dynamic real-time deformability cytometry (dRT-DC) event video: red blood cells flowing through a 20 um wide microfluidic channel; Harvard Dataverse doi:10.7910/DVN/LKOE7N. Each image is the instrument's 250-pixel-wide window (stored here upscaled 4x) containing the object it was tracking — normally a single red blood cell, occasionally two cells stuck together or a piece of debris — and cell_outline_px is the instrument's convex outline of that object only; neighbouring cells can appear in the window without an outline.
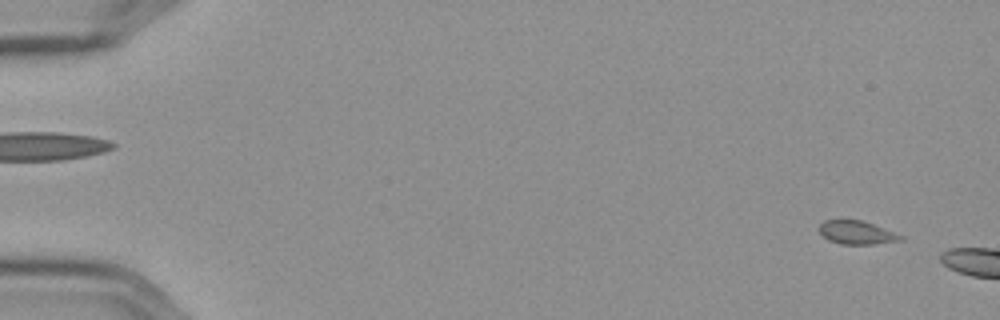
{"species": "Egyptian fruit bat (a non-hibernating species)", "species_latin": "Rousettus aegyptiacus", "temperature_condition": "cold", "stored_images_in_passage": 7, "camera_frame_rate_fps": 3000, "um_per_image_px": 0.085, "frame": {"image": 1, "passage_image": 3, "time_ms": 0.667, "image_size_px": [1000, 320], "cell_outline_px": [[904, 240], [872, 244], [840, 244], [828, 240], [820, 232], [820, 224], [824, 220], [864, 220], [904, 236]], "centroid_in_image_um": [72.85, 19.76], "position_along_channel_um": 12.2, "area_um2": 11.1}}